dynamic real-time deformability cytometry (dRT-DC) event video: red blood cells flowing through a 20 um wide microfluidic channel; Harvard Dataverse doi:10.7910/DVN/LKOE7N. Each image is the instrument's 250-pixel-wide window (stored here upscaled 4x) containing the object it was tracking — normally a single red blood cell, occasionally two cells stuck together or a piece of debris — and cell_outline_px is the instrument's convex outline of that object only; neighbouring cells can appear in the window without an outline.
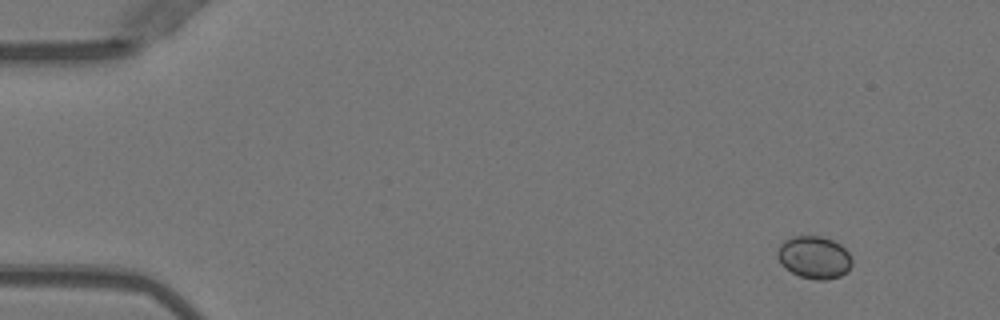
{"species": "Egyptian fruit bat (a non-hibernating species)", "species_latin": "Rousettus aegyptiacus", "temperature_condition": "warm", "stored_images_in_passage": 47, "camera_frame_rate_fps": 3000, "um_per_image_px": 0.085, "animal": {"sex": "female"}, "frame": {"image": 1, "passage_image": 1, "time_ms": 0.0, "image_size_px": [1000, 320], "cell_outline_px": [[852, 264], [840, 276], [824, 280], [816, 280], [800, 276], [792, 272], [780, 264], [776, 256], [776, 252], [780, 244], [784, 240], [792, 236], [820, 236], [832, 240], [840, 244], [848, 252], [852, 260]], "centroid_in_image_um": [69.17, 21.86], "position_along_channel_um": 15.8, "area_um2": 18.44}}
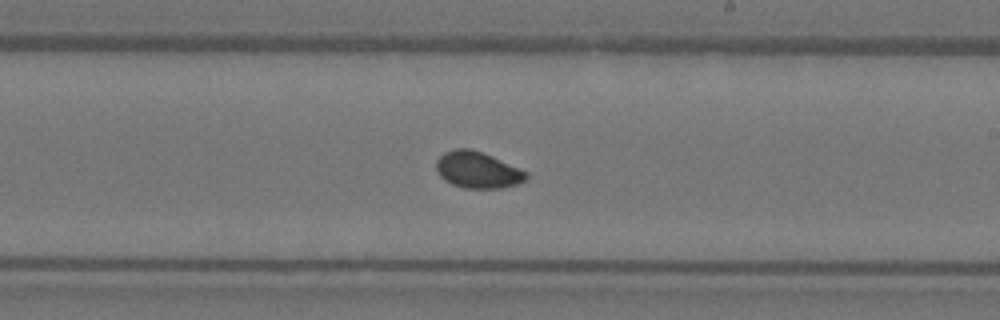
{"frame": {"image": 2, "passage_image": 27, "time_ms": 8.667, "image_size_px": [1000, 320], "cell_outline_px": [[528, 176], [524, 180], [516, 184], [500, 188], [464, 188], [452, 184], [444, 180], [436, 172], [436, 160], [444, 152], [456, 148], [472, 148], [492, 156], [528, 172]], "centroid_in_image_um": [40.56, 14.43], "position_along_channel_um": 248.4, "area_um2": 19.13}}
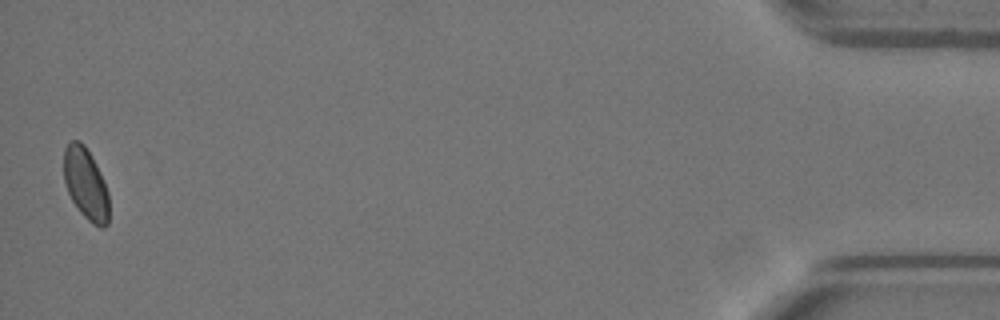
{"frame": {"image": 3, "passage_image": 47, "time_ms": 15.333, "image_size_px": [1000, 320], "cell_outline_px": [[108, 224], [104, 228], [100, 228], [92, 224], [80, 212], [72, 200], [68, 192], [64, 180], [64, 148], [72, 140], [80, 140], [84, 144], [92, 156], [100, 172], [108, 192]], "centroid_in_image_um": [7.29, 15.63], "position_along_channel_um": 427.9, "area_um2": 18.84}, "authors_computed_cell_mechanics": {"area_um2": 18.6116, "velocity_mm_per_s": 4.0134, "shape_relaxation_time_tau1_ms": null, "shape_relaxation_time_tau2_ms": 10.8638, "deformation_change_tau1": null, "deformation_change_tau2": 0.0957}}